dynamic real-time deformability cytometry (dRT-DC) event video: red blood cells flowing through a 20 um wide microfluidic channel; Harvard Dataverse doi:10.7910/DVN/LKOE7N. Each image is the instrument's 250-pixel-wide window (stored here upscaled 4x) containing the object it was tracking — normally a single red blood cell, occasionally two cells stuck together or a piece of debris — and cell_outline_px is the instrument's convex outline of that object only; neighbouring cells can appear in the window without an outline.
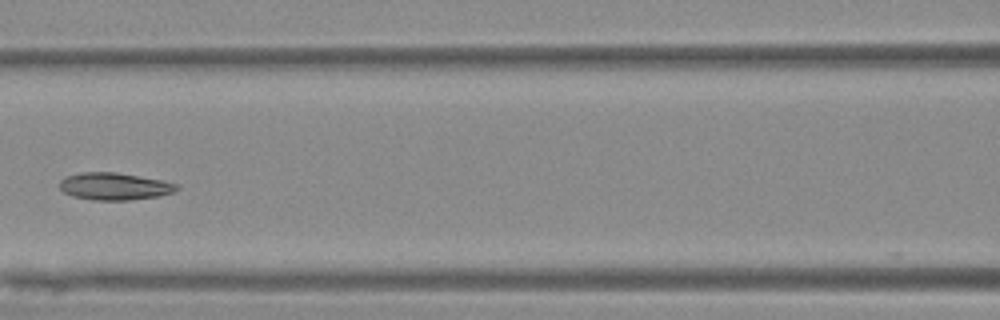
{"species": "Egyptian fruit bat (a non-hibernating species)", "species_latin": "Rousettus aegyptiacus", "temperature_condition": "warm", "stored_images_in_passage": 6, "camera_frame_rate_fps": 3000, "um_per_image_px": 0.085, "animal": {"sex": "female"}, "frame": {"image": 1, "passage_image": 6, "time_ms": 6.0, "image_size_px": [1000, 320], "cell_outline_px": [[180, 188], [172, 192], [156, 196], [132, 200], [92, 200], [72, 196], [64, 192], [60, 188], [60, 180], [64, 176], [84, 172], [116, 172], [160, 180], [176, 184]], "centroid_in_image_um": [9.67, 15.84], "position_along_channel_um": 156.9, "area_um2": 18.44}}